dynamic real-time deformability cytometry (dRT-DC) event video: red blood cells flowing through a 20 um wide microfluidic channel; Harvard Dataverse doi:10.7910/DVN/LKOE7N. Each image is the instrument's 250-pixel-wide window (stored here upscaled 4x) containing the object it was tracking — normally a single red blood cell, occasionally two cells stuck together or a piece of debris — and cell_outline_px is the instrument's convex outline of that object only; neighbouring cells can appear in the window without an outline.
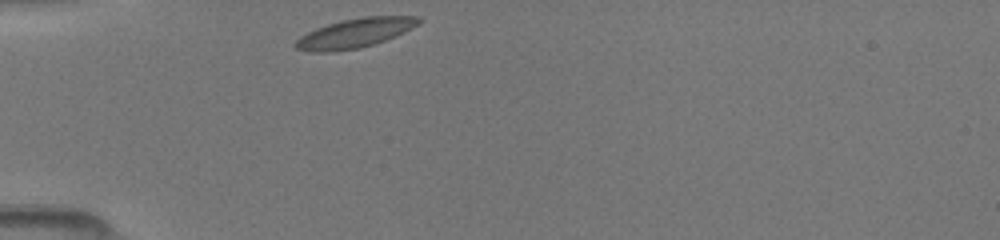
{"species": "common noctule bat (a hibernating species)", "species_latin": "Nyctalus noctula", "temperature_condition": "room temperature", "stored_images_in_passage": 29, "camera_frame_rate_fps": 3000, "um_per_image_px": 0.085, "animal": {"sex": "female", "body_mass_g": 19.5, "forearm_length_mm": 54.1}, "frame": {"image": 1, "passage_image": 1, "time_ms": 0.0, "image_size_px": [1000, 240], "cell_outline_px": [[424, 20], [412, 28], [396, 36], [360, 48], [328, 52], [312, 52], [296, 48], [292, 44], [300, 36], [316, 28], [340, 20], [364, 16], [416, 16]], "centroid_in_image_um": [30.16, 2.81], "position_along_channel_um": 54.8, "area_um2": 21.04}}
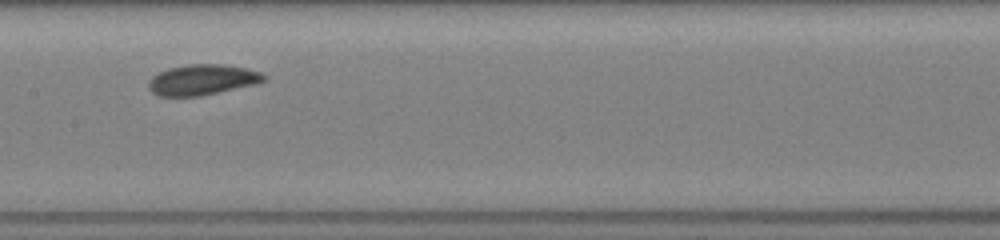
{"frame": {"image": 2, "passage_image": 12, "time_ms": 3.667, "image_size_px": [1000, 240], "cell_outline_px": [[268, 76], [264, 80], [252, 84], [200, 96], [160, 96], [152, 92], [148, 88], [148, 80], [152, 76], [168, 68], [188, 64], [224, 64], [244, 68], [260, 72]], "centroid_in_image_um": [17.14, 6.77], "position_along_channel_um": 190.3, "area_um2": 20.29}}
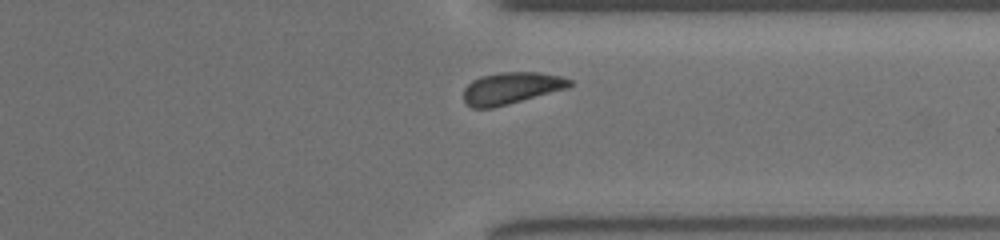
{"frame": {"image": 3, "passage_image": 25, "time_ms": 8.0, "image_size_px": [1000, 240], "cell_outline_px": [[572, 84], [568, 88], [508, 104], [492, 108], [472, 108], [464, 100], [464, 88], [472, 80], [480, 76], [500, 72], [540, 72], [560, 76], [572, 80]], "centroid_in_image_um": [43.45, 7.48], "position_along_channel_um": 367.9, "area_um2": 19.65}}